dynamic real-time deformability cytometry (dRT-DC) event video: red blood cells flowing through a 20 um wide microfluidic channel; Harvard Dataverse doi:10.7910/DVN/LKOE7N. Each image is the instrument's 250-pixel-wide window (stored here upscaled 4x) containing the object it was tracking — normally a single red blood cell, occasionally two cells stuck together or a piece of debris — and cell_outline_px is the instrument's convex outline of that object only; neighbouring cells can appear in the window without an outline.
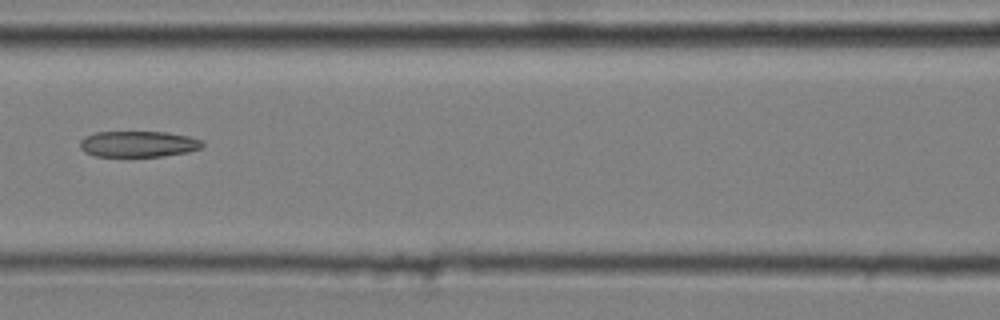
{"species": "common noctule bat (a hibernating species)", "species_latin": "Nyctalus noctula", "temperature_condition": "cold", "stored_images_in_passage": 8, "camera_frame_rate_fps": 3000, "um_per_image_px": 0.085, "animal": {"sex": "male", "body_mass_g": 20.4}, "frame": {"image": 1, "passage_image": 6, "time_ms": 1.667, "image_size_px": [1000, 320], "cell_outline_px": [[204, 144], [200, 148], [188, 152], [164, 156], [96, 156], [84, 152], [80, 148], [80, 140], [84, 136], [96, 132], [168, 132], [188, 136], [204, 140]], "centroid_in_image_um": [11.76, 12.24], "position_along_channel_um": 154.8, "area_um2": 18.67}}
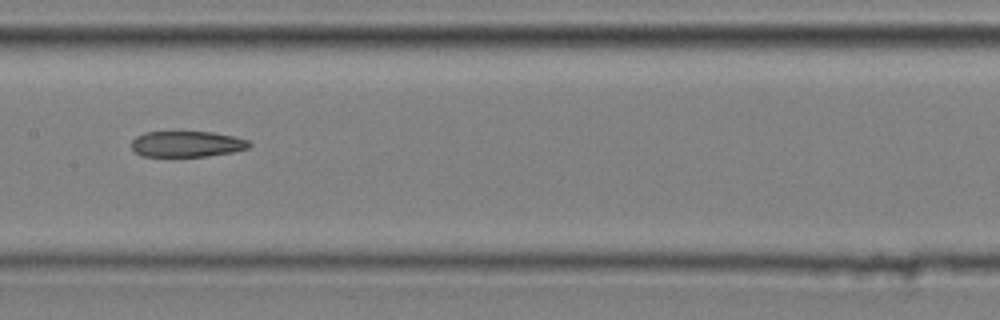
{"frame": {"image": 2, "passage_image": 7, "time_ms": 2.0, "image_size_px": [1000, 320], "cell_outline_px": [[252, 144], [248, 148], [232, 152], [208, 156], [140, 156], [132, 148], [132, 140], [136, 136], [144, 132], [212, 132], [232, 136], [248, 140]], "centroid_in_image_um": [15.87, 12.24], "position_along_channel_um": 191.5, "area_um2": 17.69}}
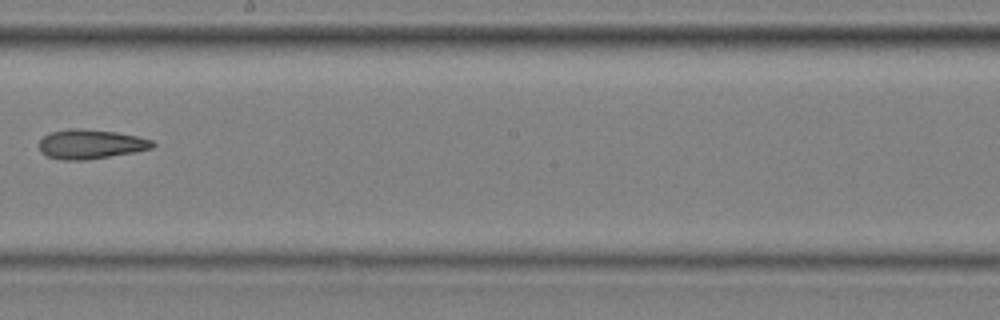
{"frame": {"image": 3, "passage_image": 8, "time_ms": 2.333, "image_size_px": [1000, 320], "cell_outline_px": [[156, 144], [152, 148], [132, 152], [84, 160], [60, 160], [48, 156], [40, 152], [40, 140], [44, 136], [52, 132], [72, 128], [80, 128], [116, 132], [136, 136], [152, 140]], "centroid_in_image_um": [7.69, 12.25], "position_along_channel_um": 240.5, "area_um2": 19.19}}